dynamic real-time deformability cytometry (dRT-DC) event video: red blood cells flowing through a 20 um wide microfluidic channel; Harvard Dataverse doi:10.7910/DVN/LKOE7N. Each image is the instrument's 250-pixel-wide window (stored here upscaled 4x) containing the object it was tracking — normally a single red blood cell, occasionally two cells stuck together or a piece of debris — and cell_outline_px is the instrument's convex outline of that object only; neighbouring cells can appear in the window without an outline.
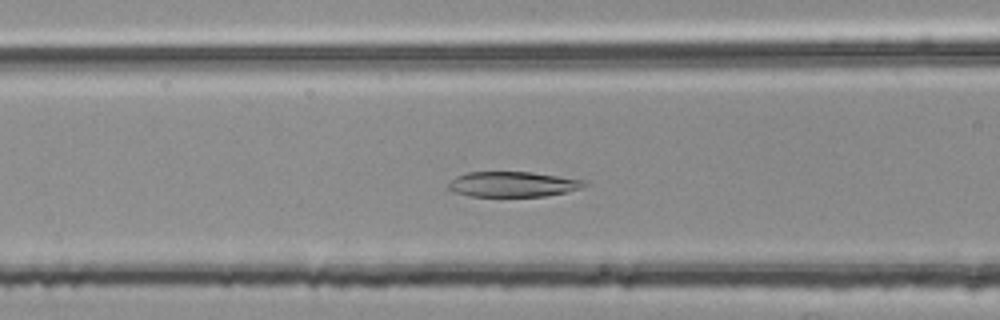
{"species": "common noctule bat (a hibernating species)", "species_latin": "Nyctalus noctula", "temperature_condition": "room temperature", "stored_images_in_passage": 33, "camera_frame_rate_fps": 3000, "um_per_image_px": 0.085, "animal": {"sex": "female", "body_mass_g": 25.1}, "frame": {"image": 1, "passage_image": 11, "time_ms": 3.333, "image_size_px": [1000, 320], "cell_outline_px": [[588, 184], [580, 188], [568, 192], [544, 196], [468, 196], [456, 192], [448, 188], [448, 184], [456, 176], [468, 172], [532, 172], [588, 180]], "centroid_in_image_um": [43.64, 15.65], "position_along_channel_um": 123.0, "area_um2": 20.06}}
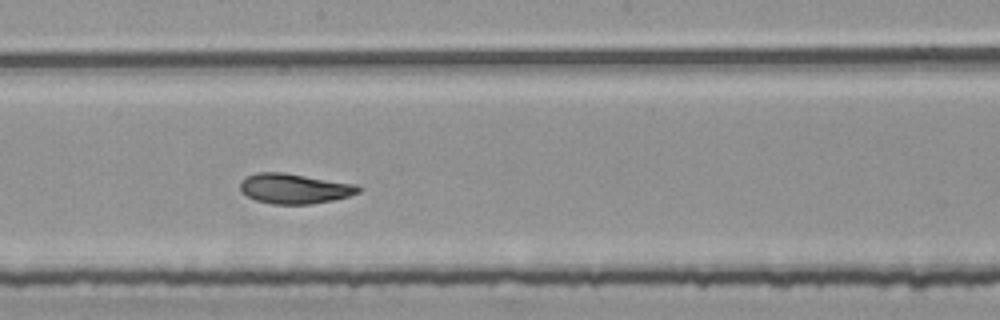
{"frame": {"image": 2, "passage_image": 19, "time_ms": 6.0, "image_size_px": [1000, 320], "cell_outline_px": [[364, 188], [360, 192], [348, 196], [332, 200], [312, 204], [272, 204], [256, 200], [248, 196], [240, 188], [240, 180], [244, 176], [256, 172], [284, 172], [356, 184]], "centroid_in_image_um": [25.03, 16.01], "position_along_channel_um": 223.2, "area_um2": 20.87}}
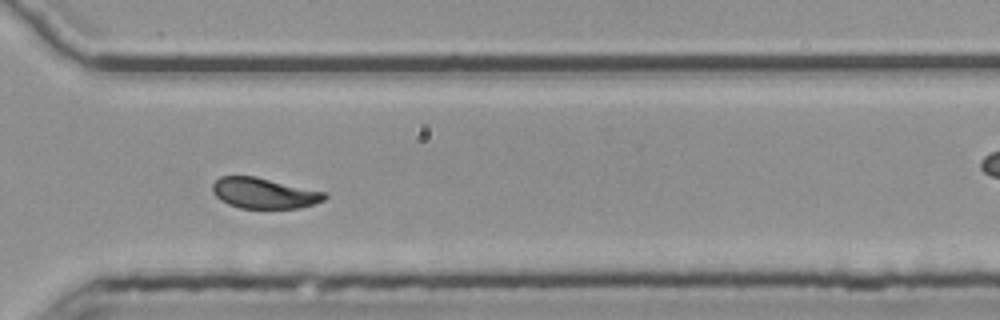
{"frame": {"image": 3, "passage_image": 29, "time_ms": 9.333, "image_size_px": [1000, 320], "cell_outline_px": [[328, 196], [324, 200], [300, 208], [240, 208], [228, 204], [220, 200], [212, 192], [212, 184], [220, 176], [256, 176], [328, 192]], "centroid_in_image_um": [22.46, 16.41], "position_along_channel_um": 348.1, "area_um2": 20.23}, "authors_computed_cell_mechanics": {"area_um2": 20.8658, "velocity_mm_per_s": 3.7471, "shape_relaxation_time_tau1_ms": 7.311, "shape_relaxation_time_tau2_ms": 1.2662, "deformation_change_tau1": 0.1904, "deformation_change_tau2": 0.0648}}